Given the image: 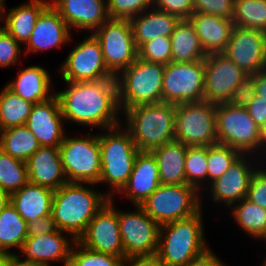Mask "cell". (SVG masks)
I'll list each match as a JSON object with an SVG mask.
<instances>
[{
	"label": "cell",
	"mask_w": 266,
	"mask_h": 266,
	"mask_svg": "<svg viewBox=\"0 0 266 266\" xmlns=\"http://www.w3.org/2000/svg\"><path fill=\"white\" fill-rule=\"evenodd\" d=\"M55 93L65 121L107 129L120 125L116 79L69 82Z\"/></svg>",
	"instance_id": "6da1fadb"
},
{
	"label": "cell",
	"mask_w": 266,
	"mask_h": 266,
	"mask_svg": "<svg viewBox=\"0 0 266 266\" xmlns=\"http://www.w3.org/2000/svg\"><path fill=\"white\" fill-rule=\"evenodd\" d=\"M94 183L67 182L54 191L52 216L57 228L75 241L85 233L89 222L108 203V194L98 192ZM86 185V186H85Z\"/></svg>",
	"instance_id": "7a4b0ae2"
},
{
	"label": "cell",
	"mask_w": 266,
	"mask_h": 266,
	"mask_svg": "<svg viewBox=\"0 0 266 266\" xmlns=\"http://www.w3.org/2000/svg\"><path fill=\"white\" fill-rule=\"evenodd\" d=\"M175 109L172 103L139 105L126 109L125 128L139 151H151L175 140Z\"/></svg>",
	"instance_id": "3957f363"
},
{
	"label": "cell",
	"mask_w": 266,
	"mask_h": 266,
	"mask_svg": "<svg viewBox=\"0 0 266 266\" xmlns=\"http://www.w3.org/2000/svg\"><path fill=\"white\" fill-rule=\"evenodd\" d=\"M202 210L197 214L160 225L157 256L166 266H186L207 251Z\"/></svg>",
	"instance_id": "277c9868"
},
{
	"label": "cell",
	"mask_w": 266,
	"mask_h": 266,
	"mask_svg": "<svg viewBox=\"0 0 266 266\" xmlns=\"http://www.w3.org/2000/svg\"><path fill=\"white\" fill-rule=\"evenodd\" d=\"M165 65L137 59L117 76L120 111L148 104L162 103Z\"/></svg>",
	"instance_id": "5b68a950"
},
{
	"label": "cell",
	"mask_w": 266,
	"mask_h": 266,
	"mask_svg": "<svg viewBox=\"0 0 266 266\" xmlns=\"http://www.w3.org/2000/svg\"><path fill=\"white\" fill-rule=\"evenodd\" d=\"M122 126L120 124L107 129L105 134H98L101 150L99 183H107L109 187L111 186L110 198H113L112 193L119 192L127 183L139 152L130 132L124 128V125Z\"/></svg>",
	"instance_id": "8992f818"
},
{
	"label": "cell",
	"mask_w": 266,
	"mask_h": 266,
	"mask_svg": "<svg viewBox=\"0 0 266 266\" xmlns=\"http://www.w3.org/2000/svg\"><path fill=\"white\" fill-rule=\"evenodd\" d=\"M201 193L193 186L163 185L140 205L159 225L185 219L202 209Z\"/></svg>",
	"instance_id": "52a82bcc"
},
{
	"label": "cell",
	"mask_w": 266,
	"mask_h": 266,
	"mask_svg": "<svg viewBox=\"0 0 266 266\" xmlns=\"http://www.w3.org/2000/svg\"><path fill=\"white\" fill-rule=\"evenodd\" d=\"M216 105L207 100L176 104L175 140L185 146L218 144Z\"/></svg>",
	"instance_id": "ba28073f"
},
{
	"label": "cell",
	"mask_w": 266,
	"mask_h": 266,
	"mask_svg": "<svg viewBox=\"0 0 266 266\" xmlns=\"http://www.w3.org/2000/svg\"><path fill=\"white\" fill-rule=\"evenodd\" d=\"M60 159L67 182L99 184L101 150L98 135L65 136L59 146Z\"/></svg>",
	"instance_id": "9c48e42d"
},
{
	"label": "cell",
	"mask_w": 266,
	"mask_h": 266,
	"mask_svg": "<svg viewBox=\"0 0 266 266\" xmlns=\"http://www.w3.org/2000/svg\"><path fill=\"white\" fill-rule=\"evenodd\" d=\"M216 125L219 144L236 148L243 154L261 153L260 128L246 108L235 107L228 102L218 103Z\"/></svg>",
	"instance_id": "30bf717a"
},
{
	"label": "cell",
	"mask_w": 266,
	"mask_h": 266,
	"mask_svg": "<svg viewBox=\"0 0 266 266\" xmlns=\"http://www.w3.org/2000/svg\"><path fill=\"white\" fill-rule=\"evenodd\" d=\"M92 34L100 42L104 63L115 77L137 59L130 20L109 18Z\"/></svg>",
	"instance_id": "8fae6325"
},
{
	"label": "cell",
	"mask_w": 266,
	"mask_h": 266,
	"mask_svg": "<svg viewBox=\"0 0 266 266\" xmlns=\"http://www.w3.org/2000/svg\"><path fill=\"white\" fill-rule=\"evenodd\" d=\"M204 60L165 65L162 102L181 104L204 100Z\"/></svg>",
	"instance_id": "7c38bea8"
},
{
	"label": "cell",
	"mask_w": 266,
	"mask_h": 266,
	"mask_svg": "<svg viewBox=\"0 0 266 266\" xmlns=\"http://www.w3.org/2000/svg\"><path fill=\"white\" fill-rule=\"evenodd\" d=\"M136 211L118 210L120 234L124 248V260L138 256H153L159 247L160 225L140 205Z\"/></svg>",
	"instance_id": "4fadbf2b"
},
{
	"label": "cell",
	"mask_w": 266,
	"mask_h": 266,
	"mask_svg": "<svg viewBox=\"0 0 266 266\" xmlns=\"http://www.w3.org/2000/svg\"><path fill=\"white\" fill-rule=\"evenodd\" d=\"M60 72L62 79L69 82L116 79L106 67L100 42L92 33L72 49Z\"/></svg>",
	"instance_id": "5bb4252c"
},
{
	"label": "cell",
	"mask_w": 266,
	"mask_h": 266,
	"mask_svg": "<svg viewBox=\"0 0 266 266\" xmlns=\"http://www.w3.org/2000/svg\"><path fill=\"white\" fill-rule=\"evenodd\" d=\"M118 209L113 199L93 217L78 242L84 247L100 253L111 254L124 259V248L120 234Z\"/></svg>",
	"instance_id": "9a60e30c"
},
{
	"label": "cell",
	"mask_w": 266,
	"mask_h": 266,
	"mask_svg": "<svg viewBox=\"0 0 266 266\" xmlns=\"http://www.w3.org/2000/svg\"><path fill=\"white\" fill-rule=\"evenodd\" d=\"M222 53L245 74H256L266 68V33L234 26Z\"/></svg>",
	"instance_id": "2e32d148"
},
{
	"label": "cell",
	"mask_w": 266,
	"mask_h": 266,
	"mask_svg": "<svg viewBox=\"0 0 266 266\" xmlns=\"http://www.w3.org/2000/svg\"><path fill=\"white\" fill-rule=\"evenodd\" d=\"M204 64V100L215 104L229 102L245 72L222 52L208 54Z\"/></svg>",
	"instance_id": "e0dca14e"
},
{
	"label": "cell",
	"mask_w": 266,
	"mask_h": 266,
	"mask_svg": "<svg viewBox=\"0 0 266 266\" xmlns=\"http://www.w3.org/2000/svg\"><path fill=\"white\" fill-rule=\"evenodd\" d=\"M63 120L59 100L54 95L49 100L34 104L25 125L41 146L59 147L66 135Z\"/></svg>",
	"instance_id": "ac0fdd59"
},
{
	"label": "cell",
	"mask_w": 266,
	"mask_h": 266,
	"mask_svg": "<svg viewBox=\"0 0 266 266\" xmlns=\"http://www.w3.org/2000/svg\"><path fill=\"white\" fill-rule=\"evenodd\" d=\"M62 233L63 231L58 230L46 235L27 237L19 249L26 258L22 260L19 254L15 255L21 261L31 262L37 266H50V263L55 261L63 262V266H68L75 240L70 241Z\"/></svg>",
	"instance_id": "d6986e66"
},
{
	"label": "cell",
	"mask_w": 266,
	"mask_h": 266,
	"mask_svg": "<svg viewBox=\"0 0 266 266\" xmlns=\"http://www.w3.org/2000/svg\"><path fill=\"white\" fill-rule=\"evenodd\" d=\"M247 155L242 154L220 178L210 185L207 184L214 202L225 203L227 207H231L247 197L249 182L256 169L248 160L252 156Z\"/></svg>",
	"instance_id": "ffe728a7"
},
{
	"label": "cell",
	"mask_w": 266,
	"mask_h": 266,
	"mask_svg": "<svg viewBox=\"0 0 266 266\" xmlns=\"http://www.w3.org/2000/svg\"><path fill=\"white\" fill-rule=\"evenodd\" d=\"M70 30H91L100 28L110 17L106 0H50Z\"/></svg>",
	"instance_id": "44dd1931"
},
{
	"label": "cell",
	"mask_w": 266,
	"mask_h": 266,
	"mask_svg": "<svg viewBox=\"0 0 266 266\" xmlns=\"http://www.w3.org/2000/svg\"><path fill=\"white\" fill-rule=\"evenodd\" d=\"M70 28L59 12L49 4L39 15L33 32L26 43L27 53L51 50L63 46L71 39Z\"/></svg>",
	"instance_id": "7402d4cb"
},
{
	"label": "cell",
	"mask_w": 266,
	"mask_h": 266,
	"mask_svg": "<svg viewBox=\"0 0 266 266\" xmlns=\"http://www.w3.org/2000/svg\"><path fill=\"white\" fill-rule=\"evenodd\" d=\"M159 168L151 151H139L127 183L119 191L134 205H141L160 185Z\"/></svg>",
	"instance_id": "603a6c76"
},
{
	"label": "cell",
	"mask_w": 266,
	"mask_h": 266,
	"mask_svg": "<svg viewBox=\"0 0 266 266\" xmlns=\"http://www.w3.org/2000/svg\"><path fill=\"white\" fill-rule=\"evenodd\" d=\"M29 183L56 191L67 183L59 147L41 146L26 162Z\"/></svg>",
	"instance_id": "cb8c5ba5"
},
{
	"label": "cell",
	"mask_w": 266,
	"mask_h": 266,
	"mask_svg": "<svg viewBox=\"0 0 266 266\" xmlns=\"http://www.w3.org/2000/svg\"><path fill=\"white\" fill-rule=\"evenodd\" d=\"M189 20L207 55L225 50L234 28L232 20L198 12H194Z\"/></svg>",
	"instance_id": "d4e9b609"
},
{
	"label": "cell",
	"mask_w": 266,
	"mask_h": 266,
	"mask_svg": "<svg viewBox=\"0 0 266 266\" xmlns=\"http://www.w3.org/2000/svg\"><path fill=\"white\" fill-rule=\"evenodd\" d=\"M4 3L0 6V20L4 18L2 15H5L2 27L19 44L22 43L25 46L33 32L39 15L50 4V0H30L9 9L8 13H6Z\"/></svg>",
	"instance_id": "484cf974"
},
{
	"label": "cell",
	"mask_w": 266,
	"mask_h": 266,
	"mask_svg": "<svg viewBox=\"0 0 266 266\" xmlns=\"http://www.w3.org/2000/svg\"><path fill=\"white\" fill-rule=\"evenodd\" d=\"M148 10L149 12H147ZM148 10L130 19L137 49L157 37H170L180 20L179 17L154 7Z\"/></svg>",
	"instance_id": "4316f807"
},
{
	"label": "cell",
	"mask_w": 266,
	"mask_h": 266,
	"mask_svg": "<svg viewBox=\"0 0 266 266\" xmlns=\"http://www.w3.org/2000/svg\"><path fill=\"white\" fill-rule=\"evenodd\" d=\"M17 78L6 86L26 101L40 103L55 95L50 93L51 77L43 67L33 65L17 73Z\"/></svg>",
	"instance_id": "83f0119b"
},
{
	"label": "cell",
	"mask_w": 266,
	"mask_h": 266,
	"mask_svg": "<svg viewBox=\"0 0 266 266\" xmlns=\"http://www.w3.org/2000/svg\"><path fill=\"white\" fill-rule=\"evenodd\" d=\"M54 191L27 183L23 188L11 194V204L26 223L51 214Z\"/></svg>",
	"instance_id": "f1b7e54d"
},
{
	"label": "cell",
	"mask_w": 266,
	"mask_h": 266,
	"mask_svg": "<svg viewBox=\"0 0 266 266\" xmlns=\"http://www.w3.org/2000/svg\"><path fill=\"white\" fill-rule=\"evenodd\" d=\"M187 146L176 140L151 150L159 168V179L163 185L186 184L185 155Z\"/></svg>",
	"instance_id": "f546056e"
},
{
	"label": "cell",
	"mask_w": 266,
	"mask_h": 266,
	"mask_svg": "<svg viewBox=\"0 0 266 266\" xmlns=\"http://www.w3.org/2000/svg\"><path fill=\"white\" fill-rule=\"evenodd\" d=\"M172 62L205 60V53L196 30L189 19H180L170 36Z\"/></svg>",
	"instance_id": "4dcf8cb0"
},
{
	"label": "cell",
	"mask_w": 266,
	"mask_h": 266,
	"mask_svg": "<svg viewBox=\"0 0 266 266\" xmlns=\"http://www.w3.org/2000/svg\"><path fill=\"white\" fill-rule=\"evenodd\" d=\"M41 147L26 125L0 130V149L15 159L27 160Z\"/></svg>",
	"instance_id": "1f68e13d"
},
{
	"label": "cell",
	"mask_w": 266,
	"mask_h": 266,
	"mask_svg": "<svg viewBox=\"0 0 266 266\" xmlns=\"http://www.w3.org/2000/svg\"><path fill=\"white\" fill-rule=\"evenodd\" d=\"M27 238V223L10 203L0 213V253L16 254Z\"/></svg>",
	"instance_id": "d6a6232c"
},
{
	"label": "cell",
	"mask_w": 266,
	"mask_h": 266,
	"mask_svg": "<svg viewBox=\"0 0 266 266\" xmlns=\"http://www.w3.org/2000/svg\"><path fill=\"white\" fill-rule=\"evenodd\" d=\"M34 103L24 100L7 86L0 92V130L25 125Z\"/></svg>",
	"instance_id": "836d02e7"
},
{
	"label": "cell",
	"mask_w": 266,
	"mask_h": 266,
	"mask_svg": "<svg viewBox=\"0 0 266 266\" xmlns=\"http://www.w3.org/2000/svg\"><path fill=\"white\" fill-rule=\"evenodd\" d=\"M238 203V204H237ZM235 203L231 210L234 221L252 237L265 240L266 238V209H263L248 199Z\"/></svg>",
	"instance_id": "e575fe53"
},
{
	"label": "cell",
	"mask_w": 266,
	"mask_h": 266,
	"mask_svg": "<svg viewBox=\"0 0 266 266\" xmlns=\"http://www.w3.org/2000/svg\"><path fill=\"white\" fill-rule=\"evenodd\" d=\"M234 26L266 33V0H235Z\"/></svg>",
	"instance_id": "d590c367"
},
{
	"label": "cell",
	"mask_w": 266,
	"mask_h": 266,
	"mask_svg": "<svg viewBox=\"0 0 266 266\" xmlns=\"http://www.w3.org/2000/svg\"><path fill=\"white\" fill-rule=\"evenodd\" d=\"M28 182L26 162L15 159L0 149V188L11 195Z\"/></svg>",
	"instance_id": "8d00e7d4"
},
{
	"label": "cell",
	"mask_w": 266,
	"mask_h": 266,
	"mask_svg": "<svg viewBox=\"0 0 266 266\" xmlns=\"http://www.w3.org/2000/svg\"><path fill=\"white\" fill-rule=\"evenodd\" d=\"M185 176L186 184L195 187L199 192L203 190V182H208L207 146H187Z\"/></svg>",
	"instance_id": "74e56055"
},
{
	"label": "cell",
	"mask_w": 266,
	"mask_h": 266,
	"mask_svg": "<svg viewBox=\"0 0 266 266\" xmlns=\"http://www.w3.org/2000/svg\"><path fill=\"white\" fill-rule=\"evenodd\" d=\"M242 154L236 148L219 143L207 146L209 184L220 178Z\"/></svg>",
	"instance_id": "f35d334b"
},
{
	"label": "cell",
	"mask_w": 266,
	"mask_h": 266,
	"mask_svg": "<svg viewBox=\"0 0 266 266\" xmlns=\"http://www.w3.org/2000/svg\"><path fill=\"white\" fill-rule=\"evenodd\" d=\"M124 263L121 257L92 251L75 241L68 266H124Z\"/></svg>",
	"instance_id": "ab89813d"
},
{
	"label": "cell",
	"mask_w": 266,
	"mask_h": 266,
	"mask_svg": "<svg viewBox=\"0 0 266 266\" xmlns=\"http://www.w3.org/2000/svg\"><path fill=\"white\" fill-rule=\"evenodd\" d=\"M138 58L164 65L172 62L170 37L160 36L142 44L138 48Z\"/></svg>",
	"instance_id": "60d3db41"
},
{
	"label": "cell",
	"mask_w": 266,
	"mask_h": 266,
	"mask_svg": "<svg viewBox=\"0 0 266 266\" xmlns=\"http://www.w3.org/2000/svg\"><path fill=\"white\" fill-rule=\"evenodd\" d=\"M154 0H107L108 15L113 19H127L152 8Z\"/></svg>",
	"instance_id": "b9f144b4"
},
{
	"label": "cell",
	"mask_w": 266,
	"mask_h": 266,
	"mask_svg": "<svg viewBox=\"0 0 266 266\" xmlns=\"http://www.w3.org/2000/svg\"><path fill=\"white\" fill-rule=\"evenodd\" d=\"M194 12L233 20L235 0H193Z\"/></svg>",
	"instance_id": "7bdbcfd3"
},
{
	"label": "cell",
	"mask_w": 266,
	"mask_h": 266,
	"mask_svg": "<svg viewBox=\"0 0 266 266\" xmlns=\"http://www.w3.org/2000/svg\"><path fill=\"white\" fill-rule=\"evenodd\" d=\"M20 44L0 26V67H9L19 60Z\"/></svg>",
	"instance_id": "ee69618b"
},
{
	"label": "cell",
	"mask_w": 266,
	"mask_h": 266,
	"mask_svg": "<svg viewBox=\"0 0 266 266\" xmlns=\"http://www.w3.org/2000/svg\"><path fill=\"white\" fill-rule=\"evenodd\" d=\"M246 199L266 209V169H255L249 182Z\"/></svg>",
	"instance_id": "f6af8a7d"
},
{
	"label": "cell",
	"mask_w": 266,
	"mask_h": 266,
	"mask_svg": "<svg viewBox=\"0 0 266 266\" xmlns=\"http://www.w3.org/2000/svg\"><path fill=\"white\" fill-rule=\"evenodd\" d=\"M255 93L254 74H246L235 88L228 103L235 107L246 108Z\"/></svg>",
	"instance_id": "bcb514c9"
},
{
	"label": "cell",
	"mask_w": 266,
	"mask_h": 266,
	"mask_svg": "<svg viewBox=\"0 0 266 266\" xmlns=\"http://www.w3.org/2000/svg\"><path fill=\"white\" fill-rule=\"evenodd\" d=\"M153 7L180 19H189L194 13L193 0H154Z\"/></svg>",
	"instance_id": "7dc6e473"
},
{
	"label": "cell",
	"mask_w": 266,
	"mask_h": 266,
	"mask_svg": "<svg viewBox=\"0 0 266 266\" xmlns=\"http://www.w3.org/2000/svg\"><path fill=\"white\" fill-rule=\"evenodd\" d=\"M58 230L52 213L27 223V237L46 235Z\"/></svg>",
	"instance_id": "c3c4849f"
},
{
	"label": "cell",
	"mask_w": 266,
	"mask_h": 266,
	"mask_svg": "<svg viewBox=\"0 0 266 266\" xmlns=\"http://www.w3.org/2000/svg\"><path fill=\"white\" fill-rule=\"evenodd\" d=\"M246 109L259 128L266 122V102L257 100L256 94L248 103Z\"/></svg>",
	"instance_id": "681fc988"
},
{
	"label": "cell",
	"mask_w": 266,
	"mask_h": 266,
	"mask_svg": "<svg viewBox=\"0 0 266 266\" xmlns=\"http://www.w3.org/2000/svg\"><path fill=\"white\" fill-rule=\"evenodd\" d=\"M224 263L210 249L192 259L186 266H223Z\"/></svg>",
	"instance_id": "f907efd6"
},
{
	"label": "cell",
	"mask_w": 266,
	"mask_h": 266,
	"mask_svg": "<svg viewBox=\"0 0 266 266\" xmlns=\"http://www.w3.org/2000/svg\"><path fill=\"white\" fill-rule=\"evenodd\" d=\"M124 266H166L157 255L128 258Z\"/></svg>",
	"instance_id": "816d5d0a"
},
{
	"label": "cell",
	"mask_w": 266,
	"mask_h": 266,
	"mask_svg": "<svg viewBox=\"0 0 266 266\" xmlns=\"http://www.w3.org/2000/svg\"><path fill=\"white\" fill-rule=\"evenodd\" d=\"M254 83L257 100L266 102V68L254 74Z\"/></svg>",
	"instance_id": "f5cc1de1"
},
{
	"label": "cell",
	"mask_w": 266,
	"mask_h": 266,
	"mask_svg": "<svg viewBox=\"0 0 266 266\" xmlns=\"http://www.w3.org/2000/svg\"><path fill=\"white\" fill-rule=\"evenodd\" d=\"M11 203V195L0 188V213Z\"/></svg>",
	"instance_id": "db71d44e"
},
{
	"label": "cell",
	"mask_w": 266,
	"mask_h": 266,
	"mask_svg": "<svg viewBox=\"0 0 266 266\" xmlns=\"http://www.w3.org/2000/svg\"><path fill=\"white\" fill-rule=\"evenodd\" d=\"M10 266H37L31 262L21 261L16 255L11 254Z\"/></svg>",
	"instance_id": "11a10c76"
},
{
	"label": "cell",
	"mask_w": 266,
	"mask_h": 266,
	"mask_svg": "<svg viewBox=\"0 0 266 266\" xmlns=\"http://www.w3.org/2000/svg\"><path fill=\"white\" fill-rule=\"evenodd\" d=\"M260 148L262 152L266 149V122L260 127Z\"/></svg>",
	"instance_id": "9f6ffc18"
},
{
	"label": "cell",
	"mask_w": 266,
	"mask_h": 266,
	"mask_svg": "<svg viewBox=\"0 0 266 266\" xmlns=\"http://www.w3.org/2000/svg\"><path fill=\"white\" fill-rule=\"evenodd\" d=\"M11 254L0 253V266H10Z\"/></svg>",
	"instance_id": "6f0895ef"
},
{
	"label": "cell",
	"mask_w": 266,
	"mask_h": 266,
	"mask_svg": "<svg viewBox=\"0 0 266 266\" xmlns=\"http://www.w3.org/2000/svg\"><path fill=\"white\" fill-rule=\"evenodd\" d=\"M5 0H0V6L2 5V3L4 2Z\"/></svg>",
	"instance_id": "680465c9"
}]
</instances>
